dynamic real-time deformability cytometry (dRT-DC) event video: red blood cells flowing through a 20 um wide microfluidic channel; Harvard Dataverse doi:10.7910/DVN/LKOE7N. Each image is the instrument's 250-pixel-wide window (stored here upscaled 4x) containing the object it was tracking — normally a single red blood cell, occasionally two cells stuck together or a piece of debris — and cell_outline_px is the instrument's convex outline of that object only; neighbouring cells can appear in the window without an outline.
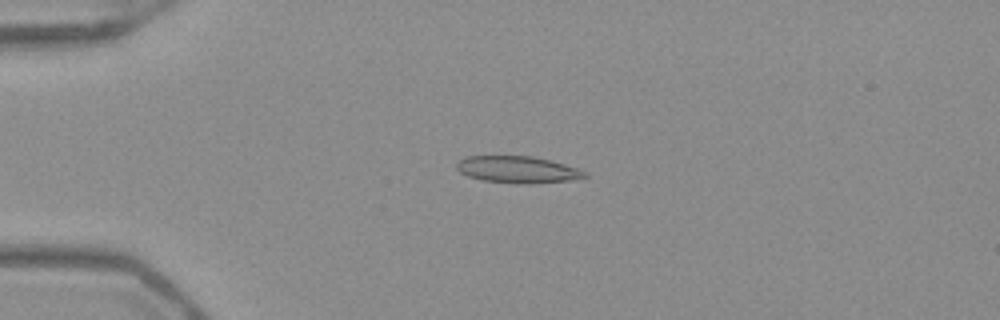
{"species": "Egyptian fruit bat (a non-hibernating species)", "species_latin": "Rousettus aegyptiacus", "temperature_condition": "warm", "stored_images_in_passage": 52, "camera_frame_rate_fps": 3000, "um_per_image_px": 0.085, "frame": {"image": 1, "passage_image": 13, "time_ms": 4.0, "image_size_px": [1000, 320], "cell_outline_px": [[588, 176], [568, 180], [532, 184], [516, 184], [484, 180], [468, 176], [460, 172], [456, 168], [456, 164], [464, 156], [532, 156], [552, 160], [588, 172]], "centroid_in_image_um": [43.99, 14.41], "position_along_channel_um": 41.0, "area_um2": 20.06}}
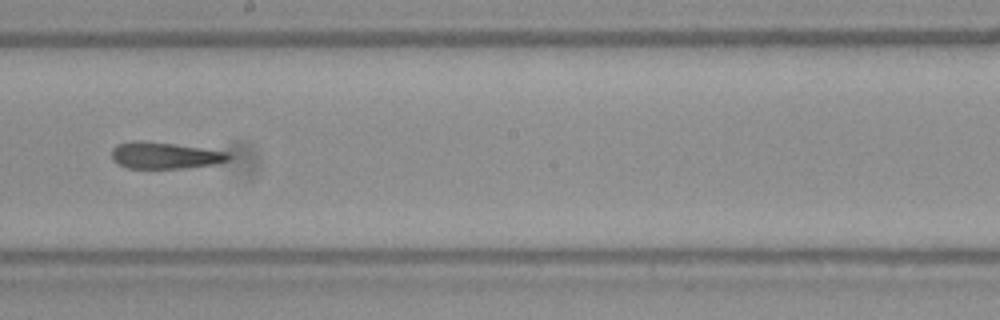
{"frame": {"image": 2, "passage_image": 30, "time_ms": 9.667, "image_size_px": [1000, 320], "cell_outline_px": [[232, 156], [228, 160], [216, 164], [184, 168], [128, 168], [116, 164], [112, 160], [112, 148], [116, 144], [132, 140], [144, 140], [228, 152]], "centroid_in_image_um": [13.95, 13.21], "position_along_channel_um": 234.2, "area_um2": 18.21}}
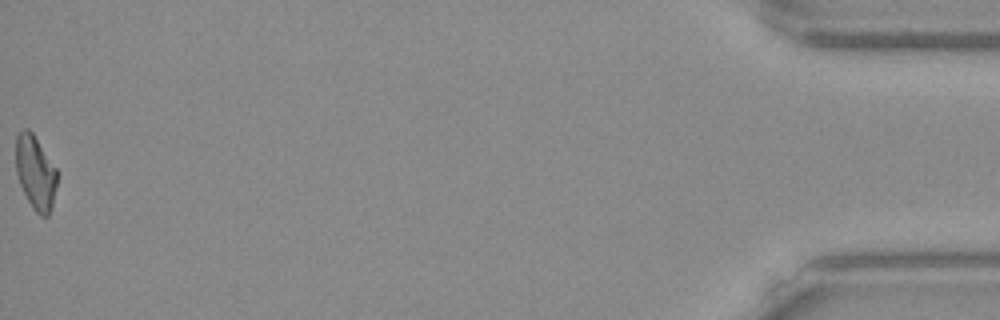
{"frame": {"image": 3, "passage_image": 52, "time_ms": 17.0, "image_size_px": [1000, 320], "cell_outline_px": [[56, 188], [52, 204], [48, 216], [40, 216], [32, 208], [20, 184], [16, 172], [16, 136], [24, 128], [28, 128], [32, 132], [56, 168]], "centroid_in_image_um": [3.0, 14.66], "position_along_channel_um": 432.2, "area_um2": 17.51}, "authors_computed_cell_mechanics": {"area_um2": 19.1607, "velocity_mm_per_s": 3.9865, "shape_relaxation_time_tau1_ms": null, "shape_relaxation_time_tau2_ms": 1.5332, "deformation_change_tau1": null, "deformation_change_tau2": 0.1059}}